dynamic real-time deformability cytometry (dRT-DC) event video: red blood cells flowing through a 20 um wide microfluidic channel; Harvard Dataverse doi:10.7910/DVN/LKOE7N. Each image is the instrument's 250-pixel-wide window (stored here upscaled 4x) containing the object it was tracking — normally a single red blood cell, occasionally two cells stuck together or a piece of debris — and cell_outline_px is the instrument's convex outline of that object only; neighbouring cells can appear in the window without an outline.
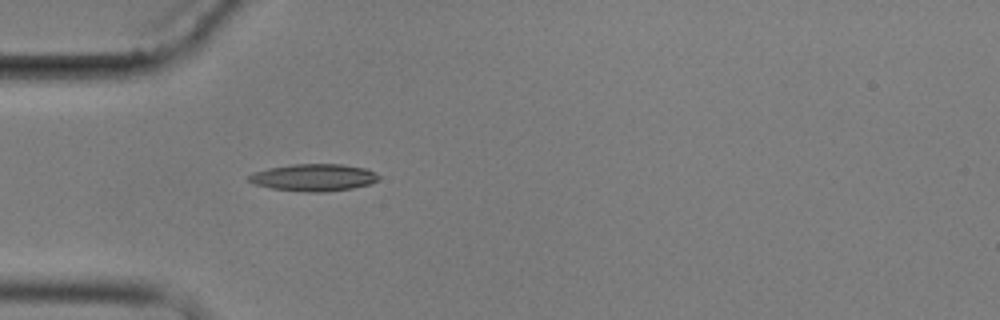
{"species": "common noctule bat (a hibernating species)", "species_latin": "Nyctalus noctula", "temperature_condition": "cold", "stored_images_in_passage": 2, "camera_frame_rate_fps": 3000, "um_per_image_px": 0.085, "animal": {"sex": "male", "body_mass_g": 17.9}, "frame": {"image": 1, "passage_image": 2, "time_ms": 4.667, "image_size_px": [1000, 320], "cell_outline_px": [[380, 180], [372, 184], [352, 188], [328, 192], [308, 192], [272, 188], [256, 184], [248, 180], [248, 176], [252, 172], [268, 168], [292, 164], [344, 164], [368, 168], [380, 176]], "centroid_in_image_um": [26.73, 15.08], "position_along_channel_um": 58.3, "area_um2": 20.75}}